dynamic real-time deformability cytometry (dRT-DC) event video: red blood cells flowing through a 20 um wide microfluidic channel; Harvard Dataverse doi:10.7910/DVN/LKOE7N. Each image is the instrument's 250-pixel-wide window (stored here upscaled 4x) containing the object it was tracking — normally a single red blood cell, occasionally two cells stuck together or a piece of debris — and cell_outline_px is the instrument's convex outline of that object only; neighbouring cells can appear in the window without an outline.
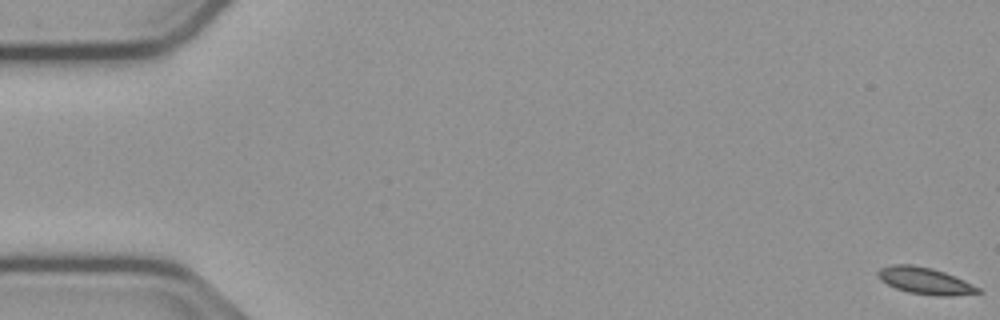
{"species": "common noctule bat (a hibernating species)", "species_latin": "Nyctalus noctula", "temperature_condition": "cold", "stored_images_in_passage": 57, "camera_frame_rate_fps": 3000, "um_per_image_px": 0.085, "animal": {"sex": "male", "body_mass_g": 23.1, "forearm_length_mm": 52.7}, "frame": {"image": 1, "passage_image": 1, "time_ms": 0.0, "image_size_px": [1000, 320], "cell_outline_px": [[984, 292], [952, 296], [936, 296], [908, 292], [896, 288], [880, 280], [876, 276], [876, 272], [880, 268], [892, 264], [912, 264], [932, 268], [944, 272], [964, 280], [980, 288]], "centroid_in_image_um": [78.61, 23.86], "position_along_channel_um": 6.4, "area_um2": 15.72}}
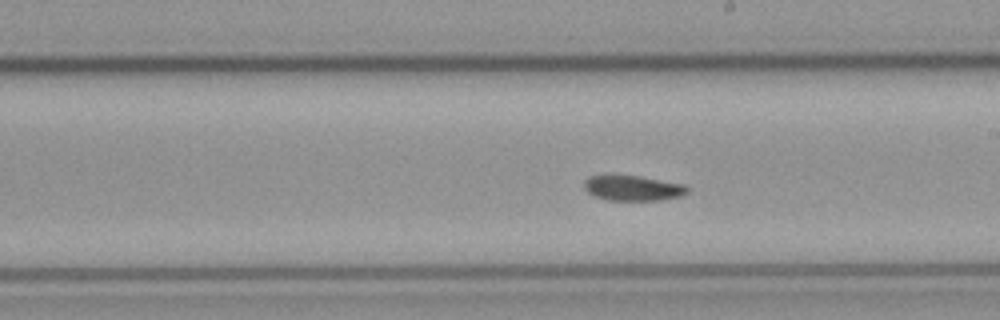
{"frame": {"image": 2, "passage_image": 32, "time_ms": 10.333, "image_size_px": [1000, 320], "cell_outline_px": [[688, 192], [680, 196], [660, 200], [608, 200], [592, 196], [584, 188], [584, 180], [588, 176], [640, 176], [684, 184], [688, 188]], "centroid_in_image_um": [53.78, 15.99], "position_along_channel_um": 235.2, "area_um2": 15.09}}
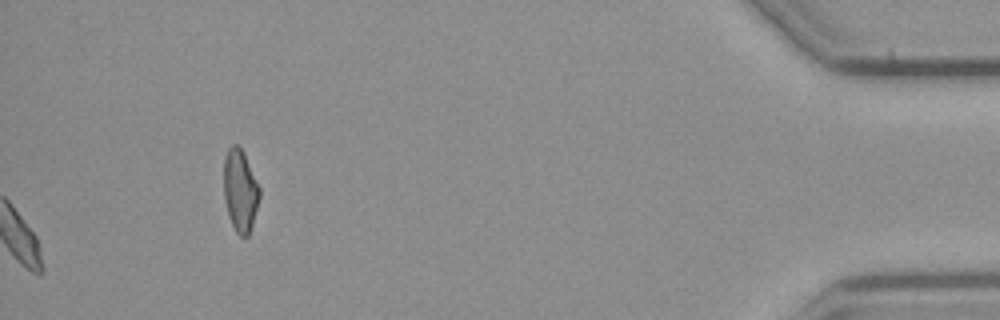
{"frame": {"image": 3, "passage_image": 57, "time_ms": 18.667, "image_size_px": [1000, 320], "cell_outline_px": [[260, 196], [252, 224], [248, 236], [240, 236], [236, 232], [228, 216], [224, 200], [224, 156], [228, 148], [232, 144], [236, 144], [244, 152], [260, 188]], "centroid_in_image_um": [20.4, 16.17], "position_along_channel_um": 414.8, "area_um2": 17.17}, "authors_computed_cell_mechanics": {"area_um2": 15.4326, "velocity_mm_per_s": 3.7232, "shape_relaxation_time_tau1_ms": 2.6097, "shape_relaxation_time_tau2_ms": 5.9709, "deformation_change_tau1": 0.1118, "deformation_change_tau2": 0.0962}}